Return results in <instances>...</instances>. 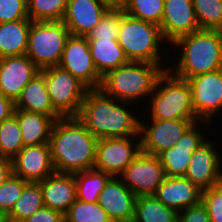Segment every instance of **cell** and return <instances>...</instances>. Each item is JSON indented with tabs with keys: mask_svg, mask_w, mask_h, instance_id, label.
I'll list each match as a JSON object with an SVG mask.
<instances>
[{
	"mask_svg": "<svg viewBox=\"0 0 222 222\" xmlns=\"http://www.w3.org/2000/svg\"><path fill=\"white\" fill-rule=\"evenodd\" d=\"M97 140L77 117L55 120L48 143L55 172L75 174L93 169Z\"/></svg>",
	"mask_w": 222,
	"mask_h": 222,
	"instance_id": "6da1fadb",
	"label": "cell"
},
{
	"mask_svg": "<svg viewBox=\"0 0 222 222\" xmlns=\"http://www.w3.org/2000/svg\"><path fill=\"white\" fill-rule=\"evenodd\" d=\"M121 103L101 88L87 89L77 118L97 139L140 136V118Z\"/></svg>",
	"mask_w": 222,
	"mask_h": 222,
	"instance_id": "7a4b0ae2",
	"label": "cell"
},
{
	"mask_svg": "<svg viewBox=\"0 0 222 222\" xmlns=\"http://www.w3.org/2000/svg\"><path fill=\"white\" fill-rule=\"evenodd\" d=\"M172 45L182 49L177 66H172V69L168 67V70L178 78L187 80L222 68L220 30H199L180 37Z\"/></svg>",
	"mask_w": 222,
	"mask_h": 222,
	"instance_id": "3957f363",
	"label": "cell"
},
{
	"mask_svg": "<svg viewBox=\"0 0 222 222\" xmlns=\"http://www.w3.org/2000/svg\"><path fill=\"white\" fill-rule=\"evenodd\" d=\"M165 70L168 68L164 69V66L158 64L129 61L123 66L108 71L102 77L100 88L117 99L119 103L130 102V106L144 96L145 98L151 96L158 77Z\"/></svg>",
	"mask_w": 222,
	"mask_h": 222,
	"instance_id": "277c9868",
	"label": "cell"
},
{
	"mask_svg": "<svg viewBox=\"0 0 222 222\" xmlns=\"http://www.w3.org/2000/svg\"><path fill=\"white\" fill-rule=\"evenodd\" d=\"M150 101L151 119H198L193 111L189 83L169 70L158 77Z\"/></svg>",
	"mask_w": 222,
	"mask_h": 222,
	"instance_id": "5b68a950",
	"label": "cell"
},
{
	"mask_svg": "<svg viewBox=\"0 0 222 222\" xmlns=\"http://www.w3.org/2000/svg\"><path fill=\"white\" fill-rule=\"evenodd\" d=\"M163 40L160 26L133 18L121 11L117 41L129 61L160 65L161 52L159 50Z\"/></svg>",
	"mask_w": 222,
	"mask_h": 222,
	"instance_id": "8992f818",
	"label": "cell"
},
{
	"mask_svg": "<svg viewBox=\"0 0 222 222\" xmlns=\"http://www.w3.org/2000/svg\"><path fill=\"white\" fill-rule=\"evenodd\" d=\"M70 35L62 20L32 21L25 54L40 70L58 66Z\"/></svg>",
	"mask_w": 222,
	"mask_h": 222,
	"instance_id": "52a82bcc",
	"label": "cell"
},
{
	"mask_svg": "<svg viewBox=\"0 0 222 222\" xmlns=\"http://www.w3.org/2000/svg\"><path fill=\"white\" fill-rule=\"evenodd\" d=\"M40 72L44 75L54 110L61 117H77L88 88L59 66L44 68Z\"/></svg>",
	"mask_w": 222,
	"mask_h": 222,
	"instance_id": "ba28073f",
	"label": "cell"
},
{
	"mask_svg": "<svg viewBox=\"0 0 222 222\" xmlns=\"http://www.w3.org/2000/svg\"><path fill=\"white\" fill-rule=\"evenodd\" d=\"M132 138L137 140L135 144ZM140 152V136L98 139L93 169L119 177Z\"/></svg>",
	"mask_w": 222,
	"mask_h": 222,
	"instance_id": "9c48e42d",
	"label": "cell"
},
{
	"mask_svg": "<svg viewBox=\"0 0 222 222\" xmlns=\"http://www.w3.org/2000/svg\"><path fill=\"white\" fill-rule=\"evenodd\" d=\"M210 125L211 122L199 119L159 120L152 119L146 125L140 120L139 135L141 151L150 155L158 156L178 142L184 133L195 123Z\"/></svg>",
	"mask_w": 222,
	"mask_h": 222,
	"instance_id": "30bf717a",
	"label": "cell"
},
{
	"mask_svg": "<svg viewBox=\"0 0 222 222\" xmlns=\"http://www.w3.org/2000/svg\"><path fill=\"white\" fill-rule=\"evenodd\" d=\"M187 82L195 116L200 121L211 122L222 109V68L193 76Z\"/></svg>",
	"mask_w": 222,
	"mask_h": 222,
	"instance_id": "8fae6325",
	"label": "cell"
},
{
	"mask_svg": "<svg viewBox=\"0 0 222 222\" xmlns=\"http://www.w3.org/2000/svg\"><path fill=\"white\" fill-rule=\"evenodd\" d=\"M58 66L70 72L88 89L100 88L102 76L95 68L86 36L70 35L67 38Z\"/></svg>",
	"mask_w": 222,
	"mask_h": 222,
	"instance_id": "7c38bea8",
	"label": "cell"
},
{
	"mask_svg": "<svg viewBox=\"0 0 222 222\" xmlns=\"http://www.w3.org/2000/svg\"><path fill=\"white\" fill-rule=\"evenodd\" d=\"M119 177L138 197L154 195L166 174L158 156L141 151Z\"/></svg>",
	"mask_w": 222,
	"mask_h": 222,
	"instance_id": "4fadbf2b",
	"label": "cell"
},
{
	"mask_svg": "<svg viewBox=\"0 0 222 222\" xmlns=\"http://www.w3.org/2000/svg\"><path fill=\"white\" fill-rule=\"evenodd\" d=\"M217 151L207 140L192 154L185 177L201 191L222 183V162Z\"/></svg>",
	"mask_w": 222,
	"mask_h": 222,
	"instance_id": "5bb4252c",
	"label": "cell"
},
{
	"mask_svg": "<svg viewBox=\"0 0 222 222\" xmlns=\"http://www.w3.org/2000/svg\"><path fill=\"white\" fill-rule=\"evenodd\" d=\"M160 28L165 43L172 44L182 36L201 30L192 0H164Z\"/></svg>",
	"mask_w": 222,
	"mask_h": 222,
	"instance_id": "9a60e30c",
	"label": "cell"
},
{
	"mask_svg": "<svg viewBox=\"0 0 222 222\" xmlns=\"http://www.w3.org/2000/svg\"><path fill=\"white\" fill-rule=\"evenodd\" d=\"M39 72L26 54L0 58V93L16 102L24 87Z\"/></svg>",
	"mask_w": 222,
	"mask_h": 222,
	"instance_id": "2e32d148",
	"label": "cell"
},
{
	"mask_svg": "<svg viewBox=\"0 0 222 222\" xmlns=\"http://www.w3.org/2000/svg\"><path fill=\"white\" fill-rule=\"evenodd\" d=\"M13 175L39 182L55 172L48 143L23 147L12 159Z\"/></svg>",
	"mask_w": 222,
	"mask_h": 222,
	"instance_id": "e0dca14e",
	"label": "cell"
},
{
	"mask_svg": "<svg viewBox=\"0 0 222 222\" xmlns=\"http://www.w3.org/2000/svg\"><path fill=\"white\" fill-rule=\"evenodd\" d=\"M195 122L178 140V142L165 151L158 158L168 177L185 176L193 152L198 149L205 140L203 131H200Z\"/></svg>",
	"mask_w": 222,
	"mask_h": 222,
	"instance_id": "ac0fdd59",
	"label": "cell"
},
{
	"mask_svg": "<svg viewBox=\"0 0 222 222\" xmlns=\"http://www.w3.org/2000/svg\"><path fill=\"white\" fill-rule=\"evenodd\" d=\"M137 196L119 177H111L99 194L98 204L112 222H132Z\"/></svg>",
	"mask_w": 222,
	"mask_h": 222,
	"instance_id": "d6986e66",
	"label": "cell"
},
{
	"mask_svg": "<svg viewBox=\"0 0 222 222\" xmlns=\"http://www.w3.org/2000/svg\"><path fill=\"white\" fill-rule=\"evenodd\" d=\"M107 11L101 0H68L62 21L71 35L87 36Z\"/></svg>",
	"mask_w": 222,
	"mask_h": 222,
	"instance_id": "ffe728a7",
	"label": "cell"
},
{
	"mask_svg": "<svg viewBox=\"0 0 222 222\" xmlns=\"http://www.w3.org/2000/svg\"><path fill=\"white\" fill-rule=\"evenodd\" d=\"M201 190L185 176L168 177L154 196L165 206L180 212L201 202Z\"/></svg>",
	"mask_w": 222,
	"mask_h": 222,
	"instance_id": "44dd1931",
	"label": "cell"
},
{
	"mask_svg": "<svg viewBox=\"0 0 222 222\" xmlns=\"http://www.w3.org/2000/svg\"><path fill=\"white\" fill-rule=\"evenodd\" d=\"M42 189L44 206L67 213L76 201V182L74 174L54 172L38 182Z\"/></svg>",
	"mask_w": 222,
	"mask_h": 222,
	"instance_id": "7402d4cb",
	"label": "cell"
},
{
	"mask_svg": "<svg viewBox=\"0 0 222 222\" xmlns=\"http://www.w3.org/2000/svg\"><path fill=\"white\" fill-rule=\"evenodd\" d=\"M15 109L41 113L51 116L54 120L61 118L51 104L45 78L41 72L24 87L21 96L15 102Z\"/></svg>",
	"mask_w": 222,
	"mask_h": 222,
	"instance_id": "603a6c76",
	"label": "cell"
},
{
	"mask_svg": "<svg viewBox=\"0 0 222 222\" xmlns=\"http://www.w3.org/2000/svg\"><path fill=\"white\" fill-rule=\"evenodd\" d=\"M24 147L49 143L55 120L41 113L15 109Z\"/></svg>",
	"mask_w": 222,
	"mask_h": 222,
	"instance_id": "cb8c5ba5",
	"label": "cell"
},
{
	"mask_svg": "<svg viewBox=\"0 0 222 222\" xmlns=\"http://www.w3.org/2000/svg\"><path fill=\"white\" fill-rule=\"evenodd\" d=\"M88 44L95 68L102 77L129 62L117 39H88Z\"/></svg>",
	"mask_w": 222,
	"mask_h": 222,
	"instance_id": "d4e9b609",
	"label": "cell"
},
{
	"mask_svg": "<svg viewBox=\"0 0 222 222\" xmlns=\"http://www.w3.org/2000/svg\"><path fill=\"white\" fill-rule=\"evenodd\" d=\"M31 23V19L0 23V58L26 53Z\"/></svg>",
	"mask_w": 222,
	"mask_h": 222,
	"instance_id": "484cf974",
	"label": "cell"
},
{
	"mask_svg": "<svg viewBox=\"0 0 222 222\" xmlns=\"http://www.w3.org/2000/svg\"><path fill=\"white\" fill-rule=\"evenodd\" d=\"M44 207L40 184L38 182H28L24 186L20 198L4 218L8 222H23Z\"/></svg>",
	"mask_w": 222,
	"mask_h": 222,
	"instance_id": "4316f807",
	"label": "cell"
},
{
	"mask_svg": "<svg viewBox=\"0 0 222 222\" xmlns=\"http://www.w3.org/2000/svg\"><path fill=\"white\" fill-rule=\"evenodd\" d=\"M178 212L165 206L154 195L138 196L132 222H177Z\"/></svg>",
	"mask_w": 222,
	"mask_h": 222,
	"instance_id": "83f0119b",
	"label": "cell"
},
{
	"mask_svg": "<svg viewBox=\"0 0 222 222\" xmlns=\"http://www.w3.org/2000/svg\"><path fill=\"white\" fill-rule=\"evenodd\" d=\"M74 177L76 182V199L83 202L96 203L98 202L99 194L112 176L91 169L77 172L74 174Z\"/></svg>",
	"mask_w": 222,
	"mask_h": 222,
	"instance_id": "f1b7e54d",
	"label": "cell"
},
{
	"mask_svg": "<svg viewBox=\"0 0 222 222\" xmlns=\"http://www.w3.org/2000/svg\"><path fill=\"white\" fill-rule=\"evenodd\" d=\"M201 30L222 31V0H192Z\"/></svg>",
	"mask_w": 222,
	"mask_h": 222,
	"instance_id": "f546056e",
	"label": "cell"
},
{
	"mask_svg": "<svg viewBox=\"0 0 222 222\" xmlns=\"http://www.w3.org/2000/svg\"><path fill=\"white\" fill-rule=\"evenodd\" d=\"M23 147L17 117L13 114L0 123V156L12 160Z\"/></svg>",
	"mask_w": 222,
	"mask_h": 222,
	"instance_id": "4dcf8cb0",
	"label": "cell"
},
{
	"mask_svg": "<svg viewBox=\"0 0 222 222\" xmlns=\"http://www.w3.org/2000/svg\"><path fill=\"white\" fill-rule=\"evenodd\" d=\"M68 0H27L28 15L32 21L63 20Z\"/></svg>",
	"mask_w": 222,
	"mask_h": 222,
	"instance_id": "1f68e13d",
	"label": "cell"
},
{
	"mask_svg": "<svg viewBox=\"0 0 222 222\" xmlns=\"http://www.w3.org/2000/svg\"><path fill=\"white\" fill-rule=\"evenodd\" d=\"M64 218L65 222H112L98 202L88 203L78 199L70 206Z\"/></svg>",
	"mask_w": 222,
	"mask_h": 222,
	"instance_id": "d6a6232c",
	"label": "cell"
},
{
	"mask_svg": "<svg viewBox=\"0 0 222 222\" xmlns=\"http://www.w3.org/2000/svg\"><path fill=\"white\" fill-rule=\"evenodd\" d=\"M164 0H130L124 11L127 15L160 26Z\"/></svg>",
	"mask_w": 222,
	"mask_h": 222,
	"instance_id": "836d02e7",
	"label": "cell"
},
{
	"mask_svg": "<svg viewBox=\"0 0 222 222\" xmlns=\"http://www.w3.org/2000/svg\"><path fill=\"white\" fill-rule=\"evenodd\" d=\"M27 183L28 181L12 174L0 185V214L3 217L10 212L13 205L20 198L24 186Z\"/></svg>",
	"mask_w": 222,
	"mask_h": 222,
	"instance_id": "e575fe53",
	"label": "cell"
},
{
	"mask_svg": "<svg viewBox=\"0 0 222 222\" xmlns=\"http://www.w3.org/2000/svg\"><path fill=\"white\" fill-rule=\"evenodd\" d=\"M121 23V11L108 10L87 39H117Z\"/></svg>",
	"mask_w": 222,
	"mask_h": 222,
	"instance_id": "d590c367",
	"label": "cell"
},
{
	"mask_svg": "<svg viewBox=\"0 0 222 222\" xmlns=\"http://www.w3.org/2000/svg\"><path fill=\"white\" fill-rule=\"evenodd\" d=\"M201 203L205 206L211 222H222V183L202 190Z\"/></svg>",
	"mask_w": 222,
	"mask_h": 222,
	"instance_id": "8d00e7d4",
	"label": "cell"
},
{
	"mask_svg": "<svg viewBox=\"0 0 222 222\" xmlns=\"http://www.w3.org/2000/svg\"><path fill=\"white\" fill-rule=\"evenodd\" d=\"M30 19L27 0H0V23Z\"/></svg>",
	"mask_w": 222,
	"mask_h": 222,
	"instance_id": "74e56055",
	"label": "cell"
},
{
	"mask_svg": "<svg viewBox=\"0 0 222 222\" xmlns=\"http://www.w3.org/2000/svg\"><path fill=\"white\" fill-rule=\"evenodd\" d=\"M177 222H211L205 206L200 202L178 212Z\"/></svg>",
	"mask_w": 222,
	"mask_h": 222,
	"instance_id": "f35d334b",
	"label": "cell"
},
{
	"mask_svg": "<svg viewBox=\"0 0 222 222\" xmlns=\"http://www.w3.org/2000/svg\"><path fill=\"white\" fill-rule=\"evenodd\" d=\"M23 222H65V218L61 212L44 207Z\"/></svg>",
	"mask_w": 222,
	"mask_h": 222,
	"instance_id": "ab89813d",
	"label": "cell"
},
{
	"mask_svg": "<svg viewBox=\"0 0 222 222\" xmlns=\"http://www.w3.org/2000/svg\"><path fill=\"white\" fill-rule=\"evenodd\" d=\"M15 102L0 93V123L14 114Z\"/></svg>",
	"mask_w": 222,
	"mask_h": 222,
	"instance_id": "60d3db41",
	"label": "cell"
},
{
	"mask_svg": "<svg viewBox=\"0 0 222 222\" xmlns=\"http://www.w3.org/2000/svg\"><path fill=\"white\" fill-rule=\"evenodd\" d=\"M13 174L12 160L0 156V185Z\"/></svg>",
	"mask_w": 222,
	"mask_h": 222,
	"instance_id": "b9f144b4",
	"label": "cell"
},
{
	"mask_svg": "<svg viewBox=\"0 0 222 222\" xmlns=\"http://www.w3.org/2000/svg\"><path fill=\"white\" fill-rule=\"evenodd\" d=\"M104 6L111 11H125L130 0H101Z\"/></svg>",
	"mask_w": 222,
	"mask_h": 222,
	"instance_id": "7bdbcfd3",
	"label": "cell"
},
{
	"mask_svg": "<svg viewBox=\"0 0 222 222\" xmlns=\"http://www.w3.org/2000/svg\"><path fill=\"white\" fill-rule=\"evenodd\" d=\"M5 221V218L0 214V222Z\"/></svg>",
	"mask_w": 222,
	"mask_h": 222,
	"instance_id": "ee69618b",
	"label": "cell"
}]
</instances>
